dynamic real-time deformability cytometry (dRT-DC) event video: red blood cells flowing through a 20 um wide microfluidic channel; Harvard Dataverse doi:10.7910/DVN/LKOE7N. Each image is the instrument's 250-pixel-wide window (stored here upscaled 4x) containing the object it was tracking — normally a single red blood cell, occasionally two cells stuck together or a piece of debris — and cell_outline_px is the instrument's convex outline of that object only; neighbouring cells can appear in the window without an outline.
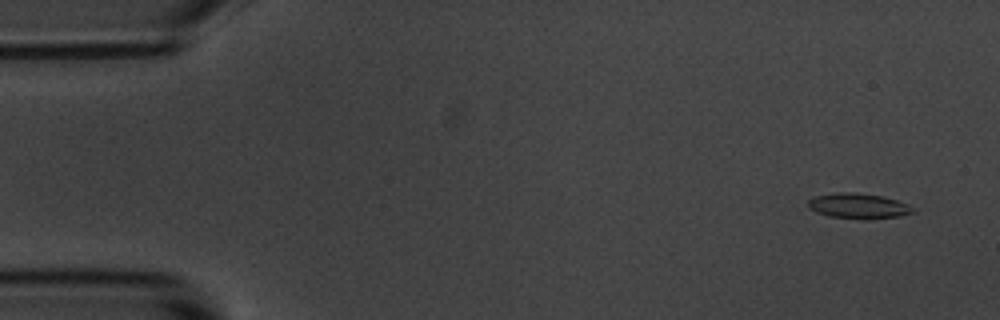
{"species": "common noctule bat (a hibernating species)", "species_latin": "Nyctalus noctula", "temperature_condition": "room temperature", "stored_images_in_passage": 7, "camera_frame_rate_fps": 3000, "um_per_image_px": 0.085, "animal": {"sex": "male", "body_mass_g": 20.1, "forearm_length_mm": 53.5}, "frame": {"image": 1, "passage_image": 1, "time_ms": 0.0, "image_size_px": [1000, 320], "cell_outline_px": [[916, 212], [900, 216], [868, 220], [864, 220], [828, 216], [816, 212], [808, 208], [808, 200], [816, 196], [840, 192], [856, 192], [884, 196], [908, 204]], "centroid_in_image_um": [72.97, 17.52], "position_along_channel_um": 12.0, "area_um2": 15.66}}
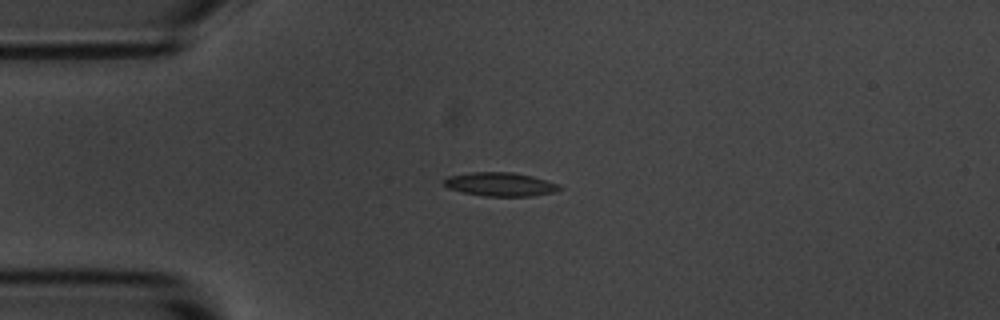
{"frame": {"image": 2, "passage_image": 4, "time_ms": 3.333, "image_size_px": [1000, 320], "cell_outline_px": [[564, 188], [552, 192], [532, 196], [484, 196], [464, 192], [448, 188], [444, 184], [444, 180], [448, 176], [468, 172], [512, 172], [532, 176], [560, 184]], "centroid_in_image_um": [42.54, 15.66], "position_along_channel_um": 42.5, "area_um2": 15.95}}
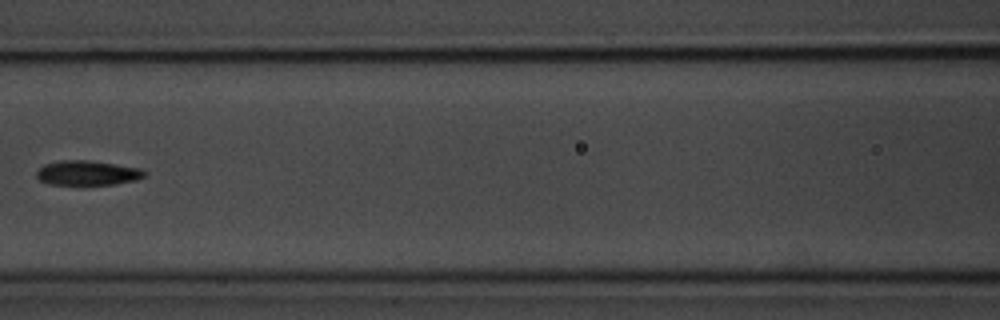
{"frame": {"image": 3, "passage_image": 7, "time_ms": 7.0, "image_size_px": [1000, 320], "cell_outline_px": [[148, 172], [144, 176], [136, 180], [112, 184], [84, 188], [48, 184], [40, 180], [36, 176], [36, 172], [44, 164], [60, 160], [88, 160], [116, 164], [140, 168]], "centroid_in_image_um": [7.4, 14.75], "position_along_channel_um": 159.2, "area_um2": 16.36}}